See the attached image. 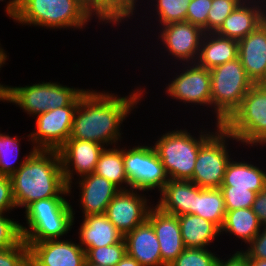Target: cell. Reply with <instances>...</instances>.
I'll return each instance as SVG.
<instances>
[{
	"label": "cell",
	"mask_w": 266,
	"mask_h": 266,
	"mask_svg": "<svg viewBox=\"0 0 266 266\" xmlns=\"http://www.w3.org/2000/svg\"><path fill=\"white\" fill-rule=\"evenodd\" d=\"M80 102V95L69 105L48 110L37 115L36 130L29 134L35 150L58 151L70 138L73 117Z\"/></svg>",
	"instance_id": "8fae6325"
},
{
	"label": "cell",
	"mask_w": 266,
	"mask_h": 266,
	"mask_svg": "<svg viewBox=\"0 0 266 266\" xmlns=\"http://www.w3.org/2000/svg\"><path fill=\"white\" fill-rule=\"evenodd\" d=\"M78 233L79 245L85 252L89 248L113 245L124 239L105 214L85 216Z\"/></svg>",
	"instance_id": "603a6c76"
},
{
	"label": "cell",
	"mask_w": 266,
	"mask_h": 266,
	"mask_svg": "<svg viewBox=\"0 0 266 266\" xmlns=\"http://www.w3.org/2000/svg\"><path fill=\"white\" fill-rule=\"evenodd\" d=\"M116 266H142L131 256L126 254Z\"/></svg>",
	"instance_id": "bcb514c9"
},
{
	"label": "cell",
	"mask_w": 266,
	"mask_h": 266,
	"mask_svg": "<svg viewBox=\"0 0 266 266\" xmlns=\"http://www.w3.org/2000/svg\"><path fill=\"white\" fill-rule=\"evenodd\" d=\"M141 195L133 188L120 190L107 206L106 217L123 236L147 220L153 205Z\"/></svg>",
	"instance_id": "4fadbf2b"
},
{
	"label": "cell",
	"mask_w": 266,
	"mask_h": 266,
	"mask_svg": "<svg viewBox=\"0 0 266 266\" xmlns=\"http://www.w3.org/2000/svg\"><path fill=\"white\" fill-rule=\"evenodd\" d=\"M18 136L11 137L9 134L0 133V175L11 177L27 160V158L35 151L33 147L28 153L24 156L23 161H19L20 164H16V161L19 159L20 153V141L17 138Z\"/></svg>",
	"instance_id": "4dcf8cb0"
},
{
	"label": "cell",
	"mask_w": 266,
	"mask_h": 266,
	"mask_svg": "<svg viewBox=\"0 0 266 266\" xmlns=\"http://www.w3.org/2000/svg\"><path fill=\"white\" fill-rule=\"evenodd\" d=\"M221 186H233L259 193L266 187V172L254 164L237 162L231 158L226 166Z\"/></svg>",
	"instance_id": "484cf974"
},
{
	"label": "cell",
	"mask_w": 266,
	"mask_h": 266,
	"mask_svg": "<svg viewBox=\"0 0 266 266\" xmlns=\"http://www.w3.org/2000/svg\"><path fill=\"white\" fill-rule=\"evenodd\" d=\"M201 130L198 139L187 130L163 134L153 145L172 180H190L201 145L214 133Z\"/></svg>",
	"instance_id": "8992f818"
},
{
	"label": "cell",
	"mask_w": 266,
	"mask_h": 266,
	"mask_svg": "<svg viewBox=\"0 0 266 266\" xmlns=\"http://www.w3.org/2000/svg\"><path fill=\"white\" fill-rule=\"evenodd\" d=\"M134 91L125 97H119L109 92L84 90L80 94L69 139L93 141L105 147L115 146L121 140L123 120L142 100V89Z\"/></svg>",
	"instance_id": "6da1fadb"
},
{
	"label": "cell",
	"mask_w": 266,
	"mask_h": 266,
	"mask_svg": "<svg viewBox=\"0 0 266 266\" xmlns=\"http://www.w3.org/2000/svg\"><path fill=\"white\" fill-rule=\"evenodd\" d=\"M156 15L162 26L186 21V14L191 0H156ZM158 9V10H157Z\"/></svg>",
	"instance_id": "d6a6232c"
},
{
	"label": "cell",
	"mask_w": 266,
	"mask_h": 266,
	"mask_svg": "<svg viewBox=\"0 0 266 266\" xmlns=\"http://www.w3.org/2000/svg\"><path fill=\"white\" fill-rule=\"evenodd\" d=\"M29 246V266H84L85 250L72 240H45L26 243Z\"/></svg>",
	"instance_id": "2e32d148"
},
{
	"label": "cell",
	"mask_w": 266,
	"mask_h": 266,
	"mask_svg": "<svg viewBox=\"0 0 266 266\" xmlns=\"http://www.w3.org/2000/svg\"><path fill=\"white\" fill-rule=\"evenodd\" d=\"M201 189L190 180L169 179L160 191L161 197L156 206L171 215L193 214L195 195Z\"/></svg>",
	"instance_id": "7402d4cb"
},
{
	"label": "cell",
	"mask_w": 266,
	"mask_h": 266,
	"mask_svg": "<svg viewBox=\"0 0 266 266\" xmlns=\"http://www.w3.org/2000/svg\"><path fill=\"white\" fill-rule=\"evenodd\" d=\"M223 194L226 211L252 208L256 192L247 189L234 188L233 186H220Z\"/></svg>",
	"instance_id": "d590c367"
},
{
	"label": "cell",
	"mask_w": 266,
	"mask_h": 266,
	"mask_svg": "<svg viewBox=\"0 0 266 266\" xmlns=\"http://www.w3.org/2000/svg\"><path fill=\"white\" fill-rule=\"evenodd\" d=\"M126 252L142 266H162L160 244L154 228L146 220L124 236Z\"/></svg>",
	"instance_id": "44dd1931"
},
{
	"label": "cell",
	"mask_w": 266,
	"mask_h": 266,
	"mask_svg": "<svg viewBox=\"0 0 266 266\" xmlns=\"http://www.w3.org/2000/svg\"><path fill=\"white\" fill-rule=\"evenodd\" d=\"M92 15L83 0H27L12 19L23 25L50 29H82Z\"/></svg>",
	"instance_id": "277c9868"
},
{
	"label": "cell",
	"mask_w": 266,
	"mask_h": 266,
	"mask_svg": "<svg viewBox=\"0 0 266 266\" xmlns=\"http://www.w3.org/2000/svg\"><path fill=\"white\" fill-rule=\"evenodd\" d=\"M243 0H212L207 17V33H215Z\"/></svg>",
	"instance_id": "e575fe53"
},
{
	"label": "cell",
	"mask_w": 266,
	"mask_h": 266,
	"mask_svg": "<svg viewBox=\"0 0 266 266\" xmlns=\"http://www.w3.org/2000/svg\"><path fill=\"white\" fill-rule=\"evenodd\" d=\"M222 126L243 145H265L266 82L254 83Z\"/></svg>",
	"instance_id": "52a82bcc"
},
{
	"label": "cell",
	"mask_w": 266,
	"mask_h": 266,
	"mask_svg": "<svg viewBox=\"0 0 266 266\" xmlns=\"http://www.w3.org/2000/svg\"><path fill=\"white\" fill-rule=\"evenodd\" d=\"M249 266H266V259H249Z\"/></svg>",
	"instance_id": "7dc6e473"
},
{
	"label": "cell",
	"mask_w": 266,
	"mask_h": 266,
	"mask_svg": "<svg viewBox=\"0 0 266 266\" xmlns=\"http://www.w3.org/2000/svg\"><path fill=\"white\" fill-rule=\"evenodd\" d=\"M84 266H102V265H98V264H95V263H92V262H88L86 260Z\"/></svg>",
	"instance_id": "c3c4849f"
},
{
	"label": "cell",
	"mask_w": 266,
	"mask_h": 266,
	"mask_svg": "<svg viewBox=\"0 0 266 266\" xmlns=\"http://www.w3.org/2000/svg\"><path fill=\"white\" fill-rule=\"evenodd\" d=\"M25 214L28 227L20 225L25 243L61 239L71 230L75 218L73 207L64 197L34 201L25 208Z\"/></svg>",
	"instance_id": "3957f363"
},
{
	"label": "cell",
	"mask_w": 266,
	"mask_h": 266,
	"mask_svg": "<svg viewBox=\"0 0 266 266\" xmlns=\"http://www.w3.org/2000/svg\"><path fill=\"white\" fill-rule=\"evenodd\" d=\"M0 214V250L17 246L22 240L20 223Z\"/></svg>",
	"instance_id": "8d00e7d4"
},
{
	"label": "cell",
	"mask_w": 266,
	"mask_h": 266,
	"mask_svg": "<svg viewBox=\"0 0 266 266\" xmlns=\"http://www.w3.org/2000/svg\"><path fill=\"white\" fill-rule=\"evenodd\" d=\"M217 260L208 248H185L169 266H216Z\"/></svg>",
	"instance_id": "836d02e7"
},
{
	"label": "cell",
	"mask_w": 266,
	"mask_h": 266,
	"mask_svg": "<svg viewBox=\"0 0 266 266\" xmlns=\"http://www.w3.org/2000/svg\"><path fill=\"white\" fill-rule=\"evenodd\" d=\"M26 1L27 0H9V2H7V5L5 6L6 8L5 11L8 14V16L12 18L20 10V8L26 3Z\"/></svg>",
	"instance_id": "ee69618b"
},
{
	"label": "cell",
	"mask_w": 266,
	"mask_h": 266,
	"mask_svg": "<svg viewBox=\"0 0 266 266\" xmlns=\"http://www.w3.org/2000/svg\"><path fill=\"white\" fill-rule=\"evenodd\" d=\"M238 58V40L205 33L196 63L206 69Z\"/></svg>",
	"instance_id": "cb8c5ba5"
},
{
	"label": "cell",
	"mask_w": 266,
	"mask_h": 266,
	"mask_svg": "<svg viewBox=\"0 0 266 266\" xmlns=\"http://www.w3.org/2000/svg\"><path fill=\"white\" fill-rule=\"evenodd\" d=\"M80 180V181H79ZM78 184L83 216L105 214L108 204L120 189L95 173L81 177Z\"/></svg>",
	"instance_id": "ffe728a7"
},
{
	"label": "cell",
	"mask_w": 266,
	"mask_h": 266,
	"mask_svg": "<svg viewBox=\"0 0 266 266\" xmlns=\"http://www.w3.org/2000/svg\"><path fill=\"white\" fill-rule=\"evenodd\" d=\"M252 210L263 226H266V187L256 194Z\"/></svg>",
	"instance_id": "b9f144b4"
},
{
	"label": "cell",
	"mask_w": 266,
	"mask_h": 266,
	"mask_svg": "<svg viewBox=\"0 0 266 266\" xmlns=\"http://www.w3.org/2000/svg\"><path fill=\"white\" fill-rule=\"evenodd\" d=\"M193 214L214 223L221 229L225 214V202L219 188H202L195 195Z\"/></svg>",
	"instance_id": "83f0119b"
},
{
	"label": "cell",
	"mask_w": 266,
	"mask_h": 266,
	"mask_svg": "<svg viewBox=\"0 0 266 266\" xmlns=\"http://www.w3.org/2000/svg\"><path fill=\"white\" fill-rule=\"evenodd\" d=\"M17 208L12 194V182L9 176L0 175V214Z\"/></svg>",
	"instance_id": "ab89813d"
},
{
	"label": "cell",
	"mask_w": 266,
	"mask_h": 266,
	"mask_svg": "<svg viewBox=\"0 0 266 266\" xmlns=\"http://www.w3.org/2000/svg\"><path fill=\"white\" fill-rule=\"evenodd\" d=\"M212 0H191L188 6L186 21L196 25L207 33V17Z\"/></svg>",
	"instance_id": "f35d334b"
},
{
	"label": "cell",
	"mask_w": 266,
	"mask_h": 266,
	"mask_svg": "<svg viewBox=\"0 0 266 266\" xmlns=\"http://www.w3.org/2000/svg\"><path fill=\"white\" fill-rule=\"evenodd\" d=\"M263 227L252 208L226 211L220 234L230 233L249 244Z\"/></svg>",
	"instance_id": "4316f807"
},
{
	"label": "cell",
	"mask_w": 266,
	"mask_h": 266,
	"mask_svg": "<svg viewBox=\"0 0 266 266\" xmlns=\"http://www.w3.org/2000/svg\"><path fill=\"white\" fill-rule=\"evenodd\" d=\"M85 253L88 262L102 266H116L127 254L126 243L123 239L113 245L89 248Z\"/></svg>",
	"instance_id": "1f68e13d"
},
{
	"label": "cell",
	"mask_w": 266,
	"mask_h": 266,
	"mask_svg": "<svg viewBox=\"0 0 266 266\" xmlns=\"http://www.w3.org/2000/svg\"><path fill=\"white\" fill-rule=\"evenodd\" d=\"M123 161L130 188L140 191H161L169 181L162 162L152 146L123 148Z\"/></svg>",
	"instance_id": "30bf717a"
},
{
	"label": "cell",
	"mask_w": 266,
	"mask_h": 266,
	"mask_svg": "<svg viewBox=\"0 0 266 266\" xmlns=\"http://www.w3.org/2000/svg\"><path fill=\"white\" fill-rule=\"evenodd\" d=\"M264 22L266 24V3H265V9H264Z\"/></svg>",
	"instance_id": "681fc988"
},
{
	"label": "cell",
	"mask_w": 266,
	"mask_h": 266,
	"mask_svg": "<svg viewBox=\"0 0 266 266\" xmlns=\"http://www.w3.org/2000/svg\"><path fill=\"white\" fill-rule=\"evenodd\" d=\"M216 127L215 133L201 145L190 179L201 188H220L226 166L231 160L227 139L238 142L222 125Z\"/></svg>",
	"instance_id": "9c48e42d"
},
{
	"label": "cell",
	"mask_w": 266,
	"mask_h": 266,
	"mask_svg": "<svg viewBox=\"0 0 266 266\" xmlns=\"http://www.w3.org/2000/svg\"><path fill=\"white\" fill-rule=\"evenodd\" d=\"M161 28L158 37L169 52L168 55L174 56V59L185 65L196 63L205 35L204 30L187 21L170 23Z\"/></svg>",
	"instance_id": "5bb4252c"
},
{
	"label": "cell",
	"mask_w": 266,
	"mask_h": 266,
	"mask_svg": "<svg viewBox=\"0 0 266 266\" xmlns=\"http://www.w3.org/2000/svg\"><path fill=\"white\" fill-rule=\"evenodd\" d=\"M104 149L105 146L93 141L68 139L58 150L64 180L69 187V192L72 193L73 174L76 173L81 178L94 173L96 164Z\"/></svg>",
	"instance_id": "9a60e30c"
},
{
	"label": "cell",
	"mask_w": 266,
	"mask_h": 266,
	"mask_svg": "<svg viewBox=\"0 0 266 266\" xmlns=\"http://www.w3.org/2000/svg\"><path fill=\"white\" fill-rule=\"evenodd\" d=\"M10 178L17 208H26L34 201L68 196L70 193L56 150H35Z\"/></svg>",
	"instance_id": "7a4b0ae2"
},
{
	"label": "cell",
	"mask_w": 266,
	"mask_h": 266,
	"mask_svg": "<svg viewBox=\"0 0 266 266\" xmlns=\"http://www.w3.org/2000/svg\"><path fill=\"white\" fill-rule=\"evenodd\" d=\"M136 3L137 0H89L86 5L99 22L120 25L122 20L127 21L135 13Z\"/></svg>",
	"instance_id": "f546056e"
},
{
	"label": "cell",
	"mask_w": 266,
	"mask_h": 266,
	"mask_svg": "<svg viewBox=\"0 0 266 266\" xmlns=\"http://www.w3.org/2000/svg\"><path fill=\"white\" fill-rule=\"evenodd\" d=\"M238 58L253 83L266 82V24L238 41Z\"/></svg>",
	"instance_id": "d6986e66"
},
{
	"label": "cell",
	"mask_w": 266,
	"mask_h": 266,
	"mask_svg": "<svg viewBox=\"0 0 266 266\" xmlns=\"http://www.w3.org/2000/svg\"><path fill=\"white\" fill-rule=\"evenodd\" d=\"M8 56L7 53H5V50L0 46V68L5 64ZM7 94V85H4L0 83V101L5 102Z\"/></svg>",
	"instance_id": "f6af8a7d"
},
{
	"label": "cell",
	"mask_w": 266,
	"mask_h": 266,
	"mask_svg": "<svg viewBox=\"0 0 266 266\" xmlns=\"http://www.w3.org/2000/svg\"><path fill=\"white\" fill-rule=\"evenodd\" d=\"M210 73L211 108L216 113L215 124L221 126L240 106L254 83L239 58L210 69Z\"/></svg>",
	"instance_id": "5b68a950"
},
{
	"label": "cell",
	"mask_w": 266,
	"mask_h": 266,
	"mask_svg": "<svg viewBox=\"0 0 266 266\" xmlns=\"http://www.w3.org/2000/svg\"><path fill=\"white\" fill-rule=\"evenodd\" d=\"M147 220L154 228L160 244L162 266H169L185 249L178 216L165 213L157 206H152Z\"/></svg>",
	"instance_id": "e0dca14e"
},
{
	"label": "cell",
	"mask_w": 266,
	"mask_h": 266,
	"mask_svg": "<svg viewBox=\"0 0 266 266\" xmlns=\"http://www.w3.org/2000/svg\"><path fill=\"white\" fill-rule=\"evenodd\" d=\"M190 64V65H189ZM192 65V66H191ZM166 87L168 96L179 102L211 107V73L197 63H188ZM210 105V106H209Z\"/></svg>",
	"instance_id": "7c38bea8"
},
{
	"label": "cell",
	"mask_w": 266,
	"mask_h": 266,
	"mask_svg": "<svg viewBox=\"0 0 266 266\" xmlns=\"http://www.w3.org/2000/svg\"><path fill=\"white\" fill-rule=\"evenodd\" d=\"M85 89L71 88L56 82L35 83L28 86H7L5 101L14 103L29 116L69 106Z\"/></svg>",
	"instance_id": "ba28073f"
},
{
	"label": "cell",
	"mask_w": 266,
	"mask_h": 266,
	"mask_svg": "<svg viewBox=\"0 0 266 266\" xmlns=\"http://www.w3.org/2000/svg\"><path fill=\"white\" fill-rule=\"evenodd\" d=\"M216 266H249V258L240 250L236 251L226 261L219 257Z\"/></svg>",
	"instance_id": "7bdbcfd3"
},
{
	"label": "cell",
	"mask_w": 266,
	"mask_h": 266,
	"mask_svg": "<svg viewBox=\"0 0 266 266\" xmlns=\"http://www.w3.org/2000/svg\"><path fill=\"white\" fill-rule=\"evenodd\" d=\"M178 222L185 248H207L221 235L214 223L194 214L178 216Z\"/></svg>",
	"instance_id": "d4e9b609"
},
{
	"label": "cell",
	"mask_w": 266,
	"mask_h": 266,
	"mask_svg": "<svg viewBox=\"0 0 266 266\" xmlns=\"http://www.w3.org/2000/svg\"><path fill=\"white\" fill-rule=\"evenodd\" d=\"M94 173L106 178L120 190L130 189L124 167L123 148L113 146L107 149L106 147L99 157ZM123 183L126 184L125 187Z\"/></svg>",
	"instance_id": "f1b7e54d"
},
{
	"label": "cell",
	"mask_w": 266,
	"mask_h": 266,
	"mask_svg": "<svg viewBox=\"0 0 266 266\" xmlns=\"http://www.w3.org/2000/svg\"><path fill=\"white\" fill-rule=\"evenodd\" d=\"M263 3L266 1L243 0L215 33L238 41L245 38L264 22L265 4Z\"/></svg>",
	"instance_id": "ac0fdd59"
},
{
	"label": "cell",
	"mask_w": 266,
	"mask_h": 266,
	"mask_svg": "<svg viewBox=\"0 0 266 266\" xmlns=\"http://www.w3.org/2000/svg\"><path fill=\"white\" fill-rule=\"evenodd\" d=\"M0 266H29V246L24 240L15 247L0 250Z\"/></svg>",
	"instance_id": "74e56055"
},
{
	"label": "cell",
	"mask_w": 266,
	"mask_h": 266,
	"mask_svg": "<svg viewBox=\"0 0 266 266\" xmlns=\"http://www.w3.org/2000/svg\"><path fill=\"white\" fill-rule=\"evenodd\" d=\"M248 245L247 250H242V252L249 259H266V226Z\"/></svg>",
	"instance_id": "60d3db41"
}]
</instances>
